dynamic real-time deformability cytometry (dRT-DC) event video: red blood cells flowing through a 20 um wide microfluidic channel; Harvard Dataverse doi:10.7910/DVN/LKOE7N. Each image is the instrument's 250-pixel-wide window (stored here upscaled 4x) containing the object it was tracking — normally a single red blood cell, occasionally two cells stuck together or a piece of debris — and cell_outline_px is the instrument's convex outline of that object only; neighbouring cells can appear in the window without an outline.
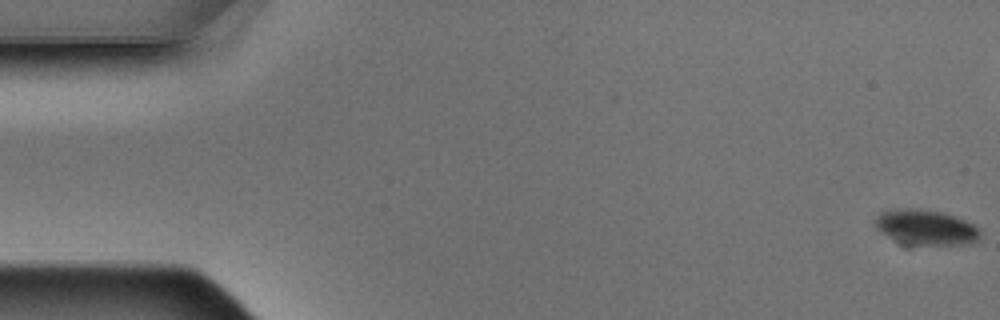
{"species": "Egyptian fruit bat (a non-hibernating species)", "species_latin": "Rousettus aegyptiacus", "temperature_condition": "warm", "stored_images_in_passage": 12, "segment_of_instrument_passage": [1, 2], "camera_frame_rate_fps": 3000, "um_per_image_px": 0.085, "animal": {"sex": "male"}, "frame": {"image": 1, "passage_image": 1, "time_ms": 0.0, "image_size_px": [1000, 320], "cell_outline_px": [[980, 240], [972, 244], [900, 244], [892, 240], [880, 232], [876, 228], [876, 216], [884, 212], [908, 208], [920, 208], [940, 212], [964, 220], [972, 224], [980, 232]], "centroid_in_image_um": [78.69, 19.35], "position_along_channel_um": 6.3, "area_um2": 21.39}}
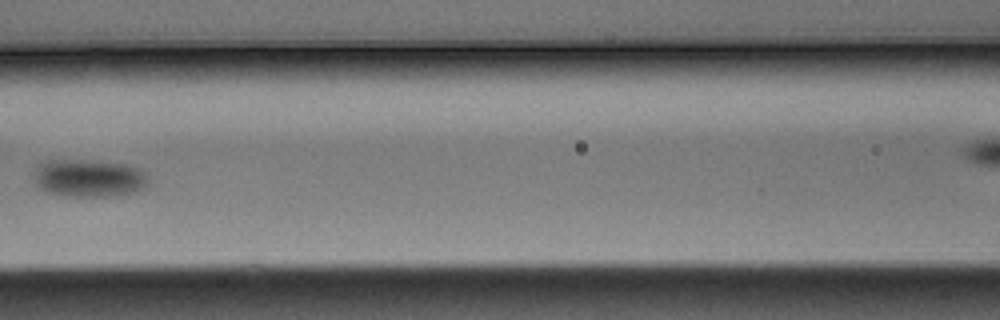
{"frame": {"image": 2, "passage_image": 7, "time_ms": 2.0, "image_size_px": [1000, 320], "cell_outline_px": [[148, 184], [144, 188], [136, 192], [112, 196], [68, 196], [44, 192], [36, 184], [36, 164], [44, 160], [84, 160], [124, 164], [136, 168], [148, 180]], "centroid_in_image_um": [7.5, 15.15], "position_along_channel_um": 159.1, "area_um2": 24.91}}
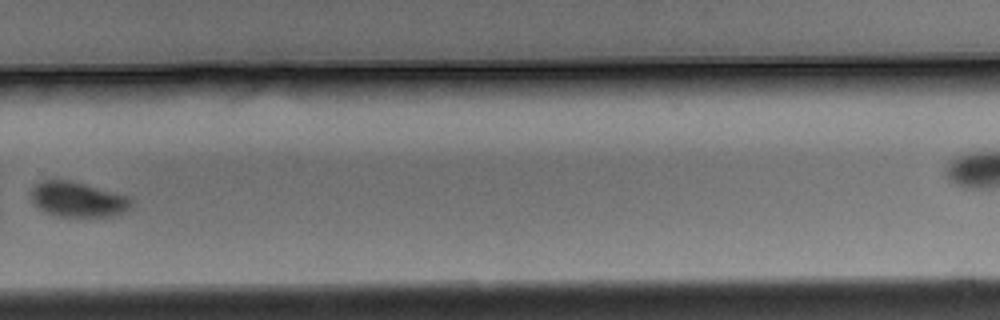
{"frame": {"image": 3, "passage_image": 11, "time_ms": 3.333, "image_size_px": [1000, 320], "cell_outline_px": [[132, 208], [124, 212], [112, 216], [56, 216], [44, 212], [32, 200], [32, 188], [40, 180], [72, 180], [132, 196]], "centroid_in_image_um": [6.68, 16.94], "position_along_channel_um": 323.1, "area_um2": 20.75}}